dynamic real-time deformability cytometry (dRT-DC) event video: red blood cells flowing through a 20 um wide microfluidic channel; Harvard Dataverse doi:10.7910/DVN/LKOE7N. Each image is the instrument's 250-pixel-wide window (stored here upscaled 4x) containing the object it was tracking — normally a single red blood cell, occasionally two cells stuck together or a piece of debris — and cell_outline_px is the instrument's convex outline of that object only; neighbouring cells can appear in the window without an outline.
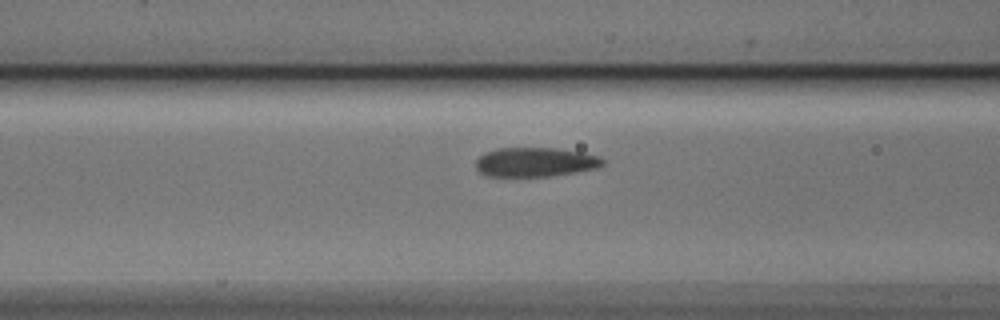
{"species": "Egyptian fruit bat (a non-hibernating species)", "species_latin": "Rousettus aegyptiacus", "temperature_condition": "cold", "stored_images_in_passage": 17, "camera_frame_rate_fps": 3000, "um_per_image_px": 0.085, "animal": {"sex": "male"}, "frame": {"image": 1, "passage_image": 15, "time_ms": 4.667, "image_size_px": [1000, 320], "cell_outline_px": [[604, 164], [596, 168], [576, 172], [548, 176], [488, 176], [480, 172], [476, 168], [476, 160], [484, 152], [496, 148], [556, 148], [580, 152], [600, 156], [604, 160]], "centroid_in_image_um": [45.49, 13.77], "position_along_channel_um": 121.1, "area_um2": 21.62}}